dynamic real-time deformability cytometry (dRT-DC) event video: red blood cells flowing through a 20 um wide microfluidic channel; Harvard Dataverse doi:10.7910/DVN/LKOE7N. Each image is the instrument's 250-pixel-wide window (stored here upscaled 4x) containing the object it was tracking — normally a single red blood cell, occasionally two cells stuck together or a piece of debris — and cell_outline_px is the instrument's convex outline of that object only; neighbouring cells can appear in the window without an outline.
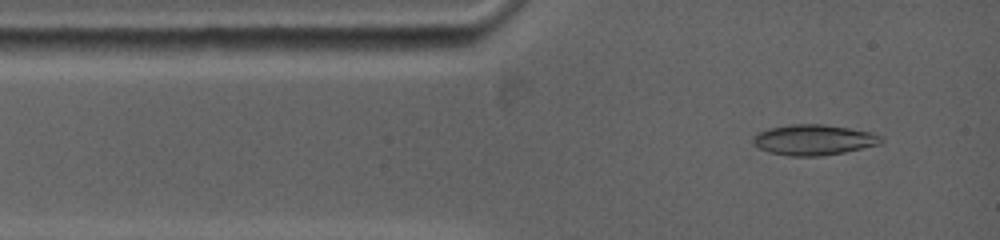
{"species": "common noctule bat (a hibernating species)", "species_latin": "Nyctalus noctula", "temperature_condition": "warm", "stored_images_in_passage": 45, "camera_frame_rate_fps": 5000, "um_per_image_px": 0.085, "animal": {"sex": "female", "body_mass_g": 19.0, "forearm_length_mm": 53.3}, "frame": {"image": 1, "passage_image": 3, "time_ms": 0.6, "image_size_px": [1000, 240], "cell_outline_px": [[884, 140], [880, 144], [844, 152], [820, 156], [788, 156], [768, 152], [752, 144], [752, 140], [760, 132], [768, 128], [792, 124], [824, 124], [872, 132], [884, 136]], "centroid_in_image_um": [69.19, 11.89], "position_along_channel_um": 15.8, "area_um2": 22.83}}
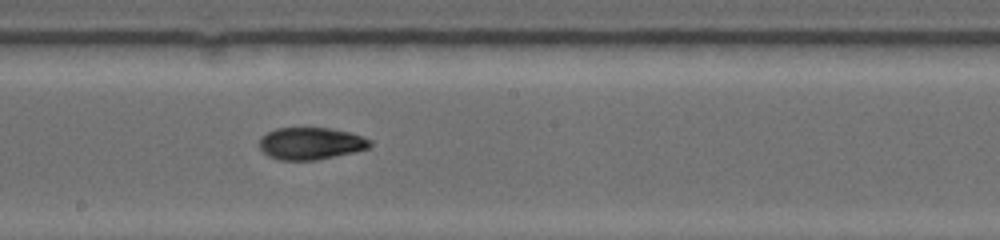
{"frame": {"image": 2, "passage_image": 21, "time_ms": 6.6, "image_size_px": [1000, 240], "cell_outline_px": [[372, 144], [368, 148], [352, 152], [316, 160], [280, 160], [264, 152], [260, 148], [260, 140], [268, 132], [276, 128], [328, 128], [348, 132], [360, 136], [368, 140]], "centroid_in_image_um": [26.4, 12.19], "position_along_channel_um": 221.8, "area_um2": 20.17}}
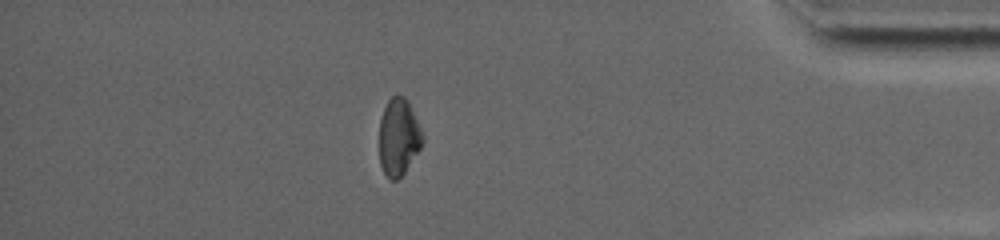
{"frame": {"image": 3, "passage_image": 38, "time_ms": 12.4, "image_size_px": [1000, 240], "cell_outline_px": [[424, 140], [420, 148], [404, 172], [396, 180], [388, 180], [380, 164], [380, 120], [384, 108], [388, 100], [392, 96], [404, 96], [408, 100], [424, 136]], "centroid_in_image_um": [33.88, 11.65], "position_along_channel_um": 401.3, "area_um2": 19.25}, "authors_computed_cell_mechanics": {"area_um2": 20.4034, "velocity_mm_per_s": 3.8498, "shape_relaxation_time_tau1_ms": null, "shape_relaxation_time_tau2_ms": 5.1979, "deformation_change_tau1": null, "deformation_change_tau2": 0.0647}}